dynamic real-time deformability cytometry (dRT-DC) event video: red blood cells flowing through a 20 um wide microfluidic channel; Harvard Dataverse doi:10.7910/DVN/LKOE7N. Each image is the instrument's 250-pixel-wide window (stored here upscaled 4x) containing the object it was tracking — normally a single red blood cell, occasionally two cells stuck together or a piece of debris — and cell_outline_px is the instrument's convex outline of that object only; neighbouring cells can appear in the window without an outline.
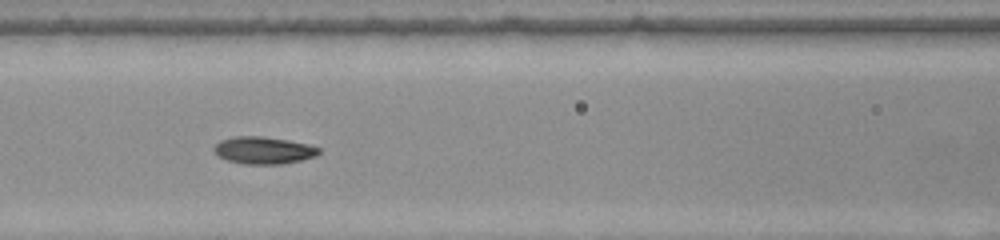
{"species": "common noctule bat (a hibernating species)", "species_latin": "Nyctalus noctula", "temperature_condition": "warm", "stored_images_in_passage": 27, "camera_frame_rate_fps": 3000, "um_per_image_px": 0.085, "animal": {"sex": "female", "body_mass_g": 22.0, "forearm_length_mm": 56.7}, "frame": {"image": 1, "passage_image": 20, "time_ms": 6.333, "image_size_px": [1000, 240], "cell_outline_px": [[320, 152], [316, 156], [284, 164], [244, 164], [228, 160], [220, 156], [212, 148], [220, 140], [236, 136], [264, 136], [288, 140], [308, 144], [320, 148]], "centroid_in_image_um": [22.42, 12.77], "position_along_channel_um": 144.2, "area_um2": 16.59}}
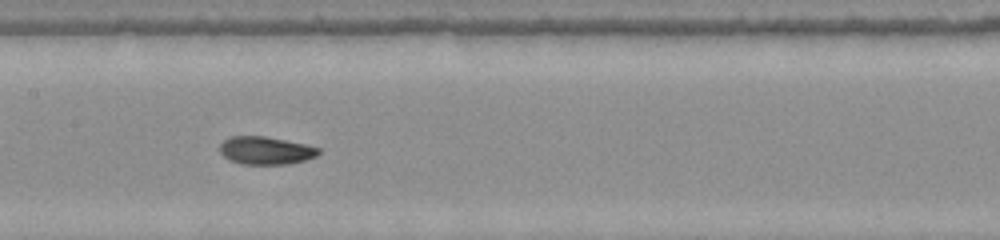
{"frame": {"image": 2, "passage_image": 23, "time_ms": 7.333, "image_size_px": [1000, 240], "cell_outline_px": [[320, 152], [316, 156], [304, 160], [288, 164], [240, 164], [228, 160], [220, 152], [220, 144], [224, 140], [232, 136], [264, 136], [304, 144], [320, 148]], "centroid_in_image_um": [22.56, 12.8], "position_along_channel_um": 184.8, "area_um2": 15.95}}